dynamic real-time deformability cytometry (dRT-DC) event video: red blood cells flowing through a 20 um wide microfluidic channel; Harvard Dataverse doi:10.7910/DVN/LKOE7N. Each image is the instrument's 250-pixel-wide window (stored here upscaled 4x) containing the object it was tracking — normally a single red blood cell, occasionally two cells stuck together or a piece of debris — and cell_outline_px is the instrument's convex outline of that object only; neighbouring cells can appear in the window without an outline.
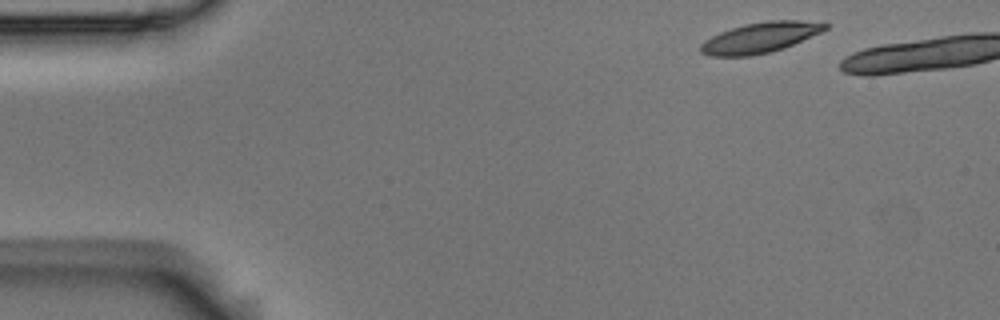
{"species": "Egyptian fruit bat (a non-hibernating species)", "species_latin": "Rousettus aegyptiacus", "temperature_condition": "room temperature", "stored_images_in_passage": 4, "camera_frame_rate_fps": 3000, "um_per_image_px": 0.085, "animal": {"sex": "male"}, "frame": {"image": 1, "passage_image": 1, "time_ms": 0.0, "image_size_px": [1000, 320], "cell_outline_px": [[828, 28], [820, 32], [784, 48], [772, 52], [752, 56], [712, 56], [700, 52], [700, 44], [704, 40], [720, 32], [744, 24], [768, 20], [800, 20], [828, 24]], "centroid_in_image_um": [64.58, 3.2], "position_along_channel_um": 20.4, "area_um2": 22.02}}